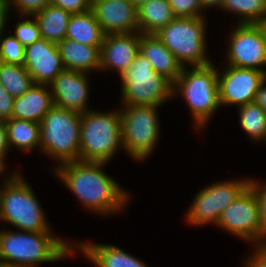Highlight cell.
Instances as JSON below:
<instances>
[{"instance_id":"37","label":"cell","mask_w":266,"mask_h":267,"mask_svg":"<svg viewBox=\"0 0 266 267\" xmlns=\"http://www.w3.org/2000/svg\"><path fill=\"white\" fill-rule=\"evenodd\" d=\"M10 150L5 121H0V155L8 156Z\"/></svg>"},{"instance_id":"36","label":"cell","mask_w":266,"mask_h":267,"mask_svg":"<svg viewBox=\"0 0 266 267\" xmlns=\"http://www.w3.org/2000/svg\"><path fill=\"white\" fill-rule=\"evenodd\" d=\"M254 251V252H253ZM253 253L248 255L247 260H243L245 267H266V254L259 248L253 247Z\"/></svg>"},{"instance_id":"30","label":"cell","mask_w":266,"mask_h":267,"mask_svg":"<svg viewBox=\"0 0 266 267\" xmlns=\"http://www.w3.org/2000/svg\"><path fill=\"white\" fill-rule=\"evenodd\" d=\"M21 18V21L16 22L12 35L26 47L41 39V34L38 22L33 16H21Z\"/></svg>"},{"instance_id":"19","label":"cell","mask_w":266,"mask_h":267,"mask_svg":"<svg viewBox=\"0 0 266 267\" xmlns=\"http://www.w3.org/2000/svg\"><path fill=\"white\" fill-rule=\"evenodd\" d=\"M139 53L151 63L153 70L174 84L183 66L156 34H141Z\"/></svg>"},{"instance_id":"2","label":"cell","mask_w":266,"mask_h":267,"mask_svg":"<svg viewBox=\"0 0 266 267\" xmlns=\"http://www.w3.org/2000/svg\"><path fill=\"white\" fill-rule=\"evenodd\" d=\"M73 242L53 232L12 231L0 229V266L39 267L44 263L64 261L74 254Z\"/></svg>"},{"instance_id":"4","label":"cell","mask_w":266,"mask_h":267,"mask_svg":"<svg viewBox=\"0 0 266 267\" xmlns=\"http://www.w3.org/2000/svg\"><path fill=\"white\" fill-rule=\"evenodd\" d=\"M213 62L205 66L183 67L173 84V97L182 96L193 117L194 129L207 127L219 102L218 68ZM177 95V96H176Z\"/></svg>"},{"instance_id":"18","label":"cell","mask_w":266,"mask_h":267,"mask_svg":"<svg viewBox=\"0 0 266 267\" xmlns=\"http://www.w3.org/2000/svg\"><path fill=\"white\" fill-rule=\"evenodd\" d=\"M82 253L95 267H149L144 261L116 245L75 242L74 253Z\"/></svg>"},{"instance_id":"33","label":"cell","mask_w":266,"mask_h":267,"mask_svg":"<svg viewBox=\"0 0 266 267\" xmlns=\"http://www.w3.org/2000/svg\"><path fill=\"white\" fill-rule=\"evenodd\" d=\"M92 0H51V4L71 14L84 13L91 10Z\"/></svg>"},{"instance_id":"10","label":"cell","mask_w":266,"mask_h":267,"mask_svg":"<svg viewBox=\"0 0 266 267\" xmlns=\"http://www.w3.org/2000/svg\"><path fill=\"white\" fill-rule=\"evenodd\" d=\"M251 178L225 180L211 183L197 191L185 214L191 226L217 225L222 211L249 185Z\"/></svg>"},{"instance_id":"25","label":"cell","mask_w":266,"mask_h":267,"mask_svg":"<svg viewBox=\"0 0 266 267\" xmlns=\"http://www.w3.org/2000/svg\"><path fill=\"white\" fill-rule=\"evenodd\" d=\"M5 125L10 150L11 147L22 153L40 150V123L11 118L5 121Z\"/></svg>"},{"instance_id":"6","label":"cell","mask_w":266,"mask_h":267,"mask_svg":"<svg viewBox=\"0 0 266 267\" xmlns=\"http://www.w3.org/2000/svg\"><path fill=\"white\" fill-rule=\"evenodd\" d=\"M81 115L54 105L40 122V152L56 166L79 160Z\"/></svg>"},{"instance_id":"39","label":"cell","mask_w":266,"mask_h":267,"mask_svg":"<svg viewBox=\"0 0 266 267\" xmlns=\"http://www.w3.org/2000/svg\"><path fill=\"white\" fill-rule=\"evenodd\" d=\"M254 103L259 105L266 112V78L255 94Z\"/></svg>"},{"instance_id":"44","label":"cell","mask_w":266,"mask_h":267,"mask_svg":"<svg viewBox=\"0 0 266 267\" xmlns=\"http://www.w3.org/2000/svg\"><path fill=\"white\" fill-rule=\"evenodd\" d=\"M261 25L264 27L265 32H266V17L264 18L263 22L261 23Z\"/></svg>"},{"instance_id":"16","label":"cell","mask_w":266,"mask_h":267,"mask_svg":"<svg viewBox=\"0 0 266 267\" xmlns=\"http://www.w3.org/2000/svg\"><path fill=\"white\" fill-rule=\"evenodd\" d=\"M24 67L35 84L44 85L65 69L57 44L43 38L25 47Z\"/></svg>"},{"instance_id":"8","label":"cell","mask_w":266,"mask_h":267,"mask_svg":"<svg viewBox=\"0 0 266 267\" xmlns=\"http://www.w3.org/2000/svg\"><path fill=\"white\" fill-rule=\"evenodd\" d=\"M119 77L122 105L161 106L174 98L173 84L156 73L140 53Z\"/></svg>"},{"instance_id":"43","label":"cell","mask_w":266,"mask_h":267,"mask_svg":"<svg viewBox=\"0 0 266 267\" xmlns=\"http://www.w3.org/2000/svg\"><path fill=\"white\" fill-rule=\"evenodd\" d=\"M259 248L266 254V235H265L261 245L259 246Z\"/></svg>"},{"instance_id":"13","label":"cell","mask_w":266,"mask_h":267,"mask_svg":"<svg viewBox=\"0 0 266 267\" xmlns=\"http://www.w3.org/2000/svg\"><path fill=\"white\" fill-rule=\"evenodd\" d=\"M223 71L218 69V87L220 105L238 107L254 102L266 73L249 68L225 65Z\"/></svg>"},{"instance_id":"29","label":"cell","mask_w":266,"mask_h":267,"mask_svg":"<svg viewBox=\"0 0 266 267\" xmlns=\"http://www.w3.org/2000/svg\"><path fill=\"white\" fill-rule=\"evenodd\" d=\"M0 35V61L8 64L24 65L25 47L12 34Z\"/></svg>"},{"instance_id":"38","label":"cell","mask_w":266,"mask_h":267,"mask_svg":"<svg viewBox=\"0 0 266 267\" xmlns=\"http://www.w3.org/2000/svg\"><path fill=\"white\" fill-rule=\"evenodd\" d=\"M10 16L8 0L0 1V35L4 33Z\"/></svg>"},{"instance_id":"1","label":"cell","mask_w":266,"mask_h":267,"mask_svg":"<svg viewBox=\"0 0 266 267\" xmlns=\"http://www.w3.org/2000/svg\"><path fill=\"white\" fill-rule=\"evenodd\" d=\"M104 162L73 161L54 166L59 180L89 212L111 216L125 211L131 196L103 171Z\"/></svg>"},{"instance_id":"26","label":"cell","mask_w":266,"mask_h":267,"mask_svg":"<svg viewBox=\"0 0 266 267\" xmlns=\"http://www.w3.org/2000/svg\"><path fill=\"white\" fill-rule=\"evenodd\" d=\"M220 9L236 14L239 21L235 24H261L266 17V0H224Z\"/></svg>"},{"instance_id":"32","label":"cell","mask_w":266,"mask_h":267,"mask_svg":"<svg viewBox=\"0 0 266 267\" xmlns=\"http://www.w3.org/2000/svg\"><path fill=\"white\" fill-rule=\"evenodd\" d=\"M50 3L51 0H8L10 11L15 8L14 11L17 10L20 17L34 16Z\"/></svg>"},{"instance_id":"27","label":"cell","mask_w":266,"mask_h":267,"mask_svg":"<svg viewBox=\"0 0 266 267\" xmlns=\"http://www.w3.org/2000/svg\"><path fill=\"white\" fill-rule=\"evenodd\" d=\"M239 123L253 142H266V112L256 103L238 107Z\"/></svg>"},{"instance_id":"35","label":"cell","mask_w":266,"mask_h":267,"mask_svg":"<svg viewBox=\"0 0 266 267\" xmlns=\"http://www.w3.org/2000/svg\"><path fill=\"white\" fill-rule=\"evenodd\" d=\"M14 99L0 83V121L11 119Z\"/></svg>"},{"instance_id":"7","label":"cell","mask_w":266,"mask_h":267,"mask_svg":"<svg viewBox=\"0 0 266 267\" xmlns=\"http://www.w3.org/2000/svg\"><path fill=\"white\" fill-rule=\"evenodd\" d=\"M206 17H175L156 36L175 55L183 66H205L209 60L206 52Z\"/></svg>"},{"instance_id":"28","label":"cell","mask_w":266,"mask_h":267,"mask_svg":"<svg viewBox=\"0 0 266 267\" xmlns=\"http://www.w3.org/2000/svg\"><path fill=\"white\" fill-rule=\"evenodd\" d=\"M0 83L13 98H16L23 95L34 81L24 65L0 61Z\"/></svg>"},{"instance_id":"23","label":"cell","mask_w":266,"mask_h":267,"mask_svg":"<svg viewBox=\"0 0 266 267\" xmlns=\"http://www.w3.org/2000/svg\"><path fill=\"white\" fill-rule=\"evenodd\" d=\"M104 36L105 34L92 10L71 15L66 31V39L90 46H101Z\"/></svg>"},{"instance_id":"24","label":"cell","mask_w":266,"mask_h":267,"mask_svg":"<svg viewBox=\"0 0 266 267\" xmlns=\"http://www.w3.org/2000/svg\"><path fill=\"white\" fill-rule=\"evenodd\" d=\"M137 12L141 34H156L175 18L168 0H149Z\"/></svg>"},{"instance_id":"3","label":"cell","mask_w":266,"mask_h":267,"mask_svg":"<svg viewBox=\"0 0 266 267\" xmlns=\"http://www.w3.org/2000/svg\"><path fill=\"white\" fill-rule=\"evenodd\" d=\"M13 172V173H12ZM5 174L0 186V222L18 230L52 232L34 190L20 171Z\"/></svg>"},{"instance_id":"41","label":"cell","mask_w":266,"mask_h":267,"mask_svg":"<svg viewBox=\"0 0 266 267\" xmlns=\"http://www.w3.org/2000/svg\"><path fill=\"white\" fill-rule=\"evenodd\" d=\"M6 158L7 157L0 155V176L7 172L6 171L7 167H6V164H5V162L7 160Z\"/></svg>"},{"instance_id":"15","label":"cell","mask_w":266,"mask_h":267,"mask_svg":"<svg viewBox=\"0 0 266 267\" xmlns=\"http://www.w3.org/2000/svg\"><path fill=\"white\" fill-rule=\"evenodd\" d=\"M91 10L105 35L139 32L138 8L130 0H92Z\"/></svg>"},{"instance_id":"12","label":"cell","mask_w":266,"mask_h":267,"mask_svg":"<svg viewBox=\"0 0 266 267\" xmlns=\"http://www.w3.org/2000/svg\"><path fill=\"white\" fill-rule=\"evenodd\" d=\"M226 45L228 66L266 73V32L261 24H237L232 27Z\"/></svg>"},{"instance_id":"31","label":"cell","mask_w":266,"mask_h":267,"mask_svg":"<svg viewBox=\"0 0 266 267\" xmlns=\"http://www.w3.org/2000/svg\"><path fill=\"white\" fill-rule=\"evenodd\" d=\"M175 17H202L205 10L200 0H168Z\"/></svg>"},{"instance_id":"22","label":"cell","mask_w":266,"mask_h":267,"mask_svg":"<svg viewBox=\"0 0 266 267\" xmlns=\"http://www.w3.org/2000/svg\"><path fill=\"white\" fill-rule=\"evenodd\" d=\"M71 15V13L50 3L33 17L38 22L41 38L58 44L66 38Z\"/></svg>"},{"instance_id":"20","label":"cell","mask_w":266,"mask_h":267,"mask_svg":"<svg viewBox=\"0 0 266 267\" xmlns=\"http://www.w3.org/2000/svg\"><path fill=\"white\" fill-rule=\"evenodd\" d=\"M53 106L49 85L34 83L23 95L14 99L11 118L40 123Z\"/></svg>"},{"instance_id":"14","label":"cell","mask_w":266,"mask_h":267,"mask_svg":"<svg viewBox=\"0 0 266 267\" xmlns=\"http://www.w3.org/2000/svg\"><path fill=\"white\" fill-rule=\"evenodd\" d=\"M89 73L62 70L49 84L53 103L59 108L84 113L92 109L88 107Z\"/></svg>"},{"instance_id":"40","label":"cell","mask_w":266,"mask_h":267,"mask_svg":"<svg viewBox=\"0 0 266 267\" xmlns=\"http://www.w3.org/2000/svg\"><path fill=\"white\" fill-rule=\"evenodd\" d=\"M224 0H200L202 8L207 11V9H211L212 7H216V9H220Z\"/></svg>"},{"instance_id":"42","label":"cell","mask_w":266,"mask_h":267,"mask_svg":"<svg viewBox=\"0 0 266 267\" xmlns=\"http://www.w3.org/2000/svg\"><path fill=\"white\" fill-rule=\"evenodd\" d=\"M137 8L142 6L144 3H146L149 0H130Z\"/></svg>"},{"instance_id":"9","label":"cell","mask_w":266,"mask_h":267,"mask_svg":"<svg viewBox=\"0 0 266 267\" xmlns=\"http://www.w3.org/2000/svg\"><path fill=\"white\" fill-rule=\"evenodd\" d=\"M121 136L123 150L136 161L150 157L160 138V106L122 105Z\"/></svg>"},{"instance_id":"17","label":"cell","mask_w":266,"mask_h":267,"mask_svg":"<svg viewBox=\"0 0 266 267\" xmlns=\"http://www.w3.org/2000/svg\"><path fill=\"white\" fill-rule=\"evenodd\" d=\"M140 37V32L105 35L100 48V70L121 75L139 53Z\"/></svg>"},{"instance_id":"5","label":"cell","mask_w":266,"mask_h":267,"mask_svg":"<svg viewBox=\"0 0 266 267\" xmlns=\"http://www.w3.org/2000/svg\"><path fill=\"white\" fill-rule=\"evenodd\" d=\"M94 108L81 115L79 161L109 163L123 150L120 110Z\"/></svg>"},{"instance_id":"11","label":"cell","mask_w":266,"mask_h":267,"mask_svg":"<svg viewBox=\"0 0 266 267\" xmlns=\"http://www.w3.org/2000/svg\"><path fill=\"white\" fill-rule=\"evenodd\" d=\"M216 227L255 248L261 245L266 234L262 229L258 198L250 185L222 211Z\"/></svg>"},{"instance_id":"21","label":"cell","mask_w":266,"mask_h":267,"mask_svg":"<svg viewBox=\"0 0 266 267\" xmlns=\"http://www.w3.org/2000/svg\"><path fill=\"white\" fill-rule=\"evenodd\" d=\"M65 69L80 72L100 71V48L71 39H64L57 44Z\"/></svg>"},{"instance_id":"34","label":"cell","mask_w":266,"mask_h":267,"mask_svg":"<svg viewBox=\"0 0 266 267\" xmlns=\"http://www.w3.org/2000/svg\"><path fill=\"white\" fill-rule=\"evenodd\" d=\"M250 186L255 190L258 198L262 229L266 234V183L251 178Z\"/></svg>"}]
</instances>
